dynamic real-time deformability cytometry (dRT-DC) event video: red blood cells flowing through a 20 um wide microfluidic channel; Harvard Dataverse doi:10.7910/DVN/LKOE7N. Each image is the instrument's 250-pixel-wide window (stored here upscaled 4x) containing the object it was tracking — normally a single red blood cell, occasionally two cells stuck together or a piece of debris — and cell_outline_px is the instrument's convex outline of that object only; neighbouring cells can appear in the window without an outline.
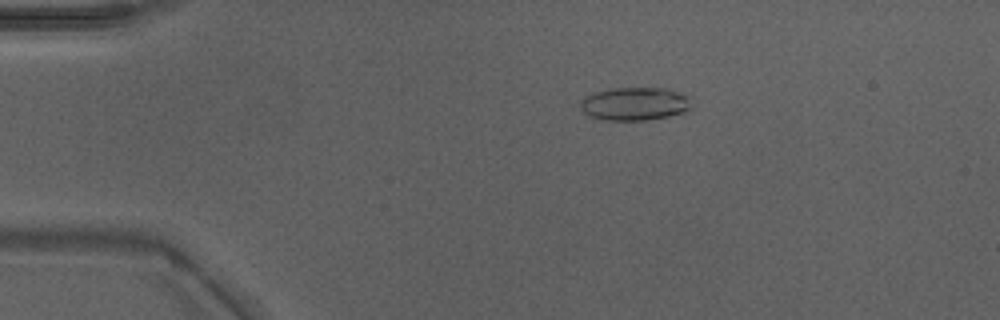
{"species": "Egyptian fruit bat (a non-hibernating species)", "species_latin": "Rousettus aegyptiacus", "temperature_condition": "warm", "stored_images_in_passage": 45, "camera_frame_rate_fps": 3000, "um_per_image_px": 0.085, "animal": {"sex": "male"}, "frame": {"image": 1, "passage_image": 6, "time_ms": 1.667, "image_size_px": [1000, 320], "cell_outline_px": [[692, 108], [684, 112], [668, 116], [648, 120], [600, 120], [588, 116], [580, 108], [580, 100], [596, 92], [612, 88], [664, 88], [692, 96]], "centroid_in_image_um": [53.99, 8.83], "position_along_channel_um": 31.0, "area_um2": 21.73}}
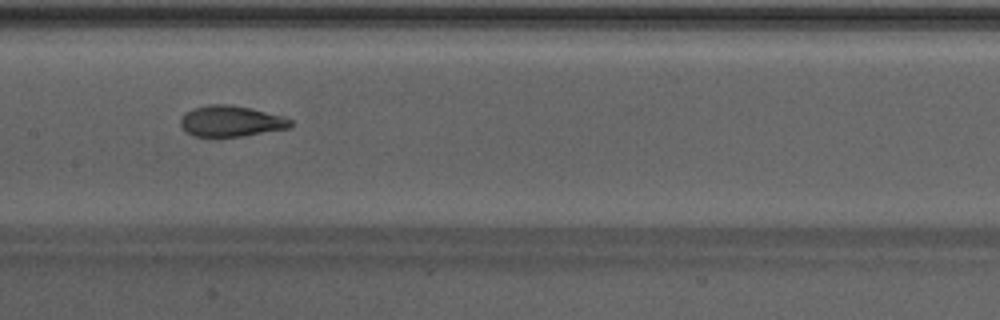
{"frame": {"image": 2, "passage_image": 21, "time_ms": 6.667, "image_size_px": [1000, 320], "cell_outline_px": [[292, 128], [244, 136], [192, 136], [184, 132], [180, 124], [180, 120], [184, 112], [192, 108], [208, 104], [228, 104], [252, 108], [284, 116], [292, 120]], "centroid_in_image_um": [19.63, 10.29], "position_along_channel_um": 187.8, "area_um2": 20.23}}
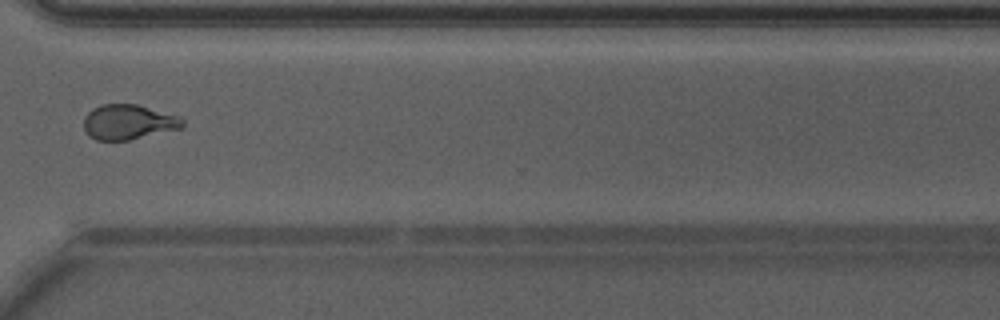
{"frame": {"image": 3, "passage_image": 33, "time_ms": 10.667, "image_size_px": [1000, 320], "cell_outline_px": [[184, 128], [128, 140], [96, 140], [88, 136], [84, 128], [84, 116], [92, 108], [100, 104], [136, 104], [180, 116], [184, 120]], "centroid_in_image_um": [10.92, 10.37], "position_along_channel_um": 359.7, "area_um2": 20.35}, "authors_computed_cell_mechanics": {"area_um2": 20.1144, "velocity_mm_per_s": 4.306, "shape_relaxation_time_tau1_ms": 7.1566, "shape_relaxation_time_tau2_ms": 0.8669, "deformation_change_tau1": 0.2102, "deformation_change_tau2": 0.0718}}